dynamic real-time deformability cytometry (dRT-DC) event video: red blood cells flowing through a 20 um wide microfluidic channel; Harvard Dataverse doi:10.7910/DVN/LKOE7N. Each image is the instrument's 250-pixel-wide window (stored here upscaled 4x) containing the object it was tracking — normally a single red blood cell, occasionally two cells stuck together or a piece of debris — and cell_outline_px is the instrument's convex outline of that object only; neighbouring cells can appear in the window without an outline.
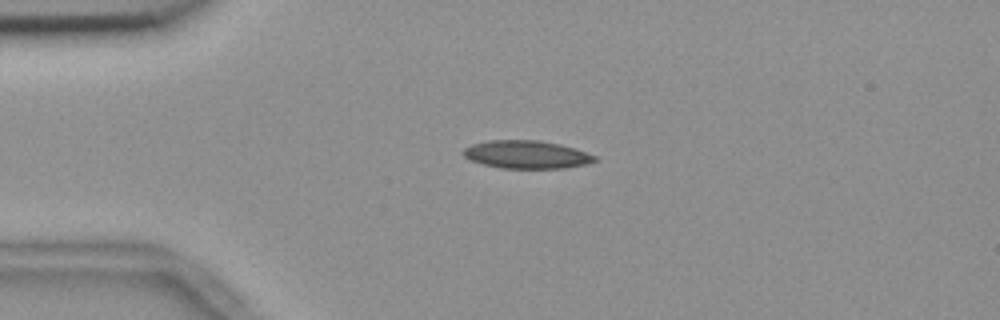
{"species": "common noctule bat (a hibernating species)", "species_latin": "Nyctalus noctula", "temperature_condition": "room temperature", "stored_images_in_passage": 5, "camera_frame_rate_fps": 3000, "um_per_image_px": 0.085, "animal": {"sex": "female", "body_mass_g": 18.4}, "frame": {"image": 1, "passage_image": 3, "time_ms": 0.667, "image_size_px": [1000, 320], "cell_outline_px": [[596, 160], [584, 164], [564, 168], [500, 168], [484, 164], [472, 160], [464, 156], [464, 148], [472, 144], [488, 140], [540, 140], [560, 144], [576, 148], [596, 156]], "centroid_in_image_um": [44.76, 13.12], "position_along_channel_um": 40.2, "area_um2": 21.27}}